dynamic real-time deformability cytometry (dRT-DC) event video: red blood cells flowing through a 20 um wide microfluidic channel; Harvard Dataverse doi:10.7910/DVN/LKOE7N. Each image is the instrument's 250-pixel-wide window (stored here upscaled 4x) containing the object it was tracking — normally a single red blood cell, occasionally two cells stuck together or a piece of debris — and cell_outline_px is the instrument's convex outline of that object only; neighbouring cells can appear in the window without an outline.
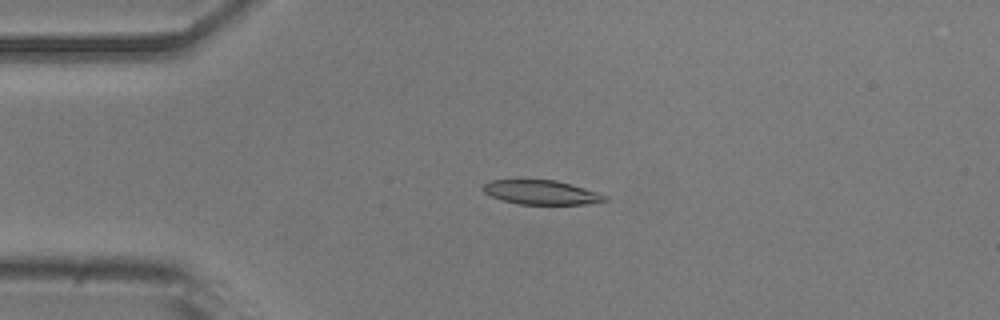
{"species": "common noctule bat (a hibernating species)", "species_latin": "Nyctalus noctula", "temperature_condition": "room temperature", "stored_images_in_passage": 52, "camera_frame_rate_fps": 3000, "um_per_image_px": 0.085, "animal": {"sex": "male", "body_mass_g": 20.5, "forearm_length_mm": 52.5}, "frame": {"image": 1, "passage_image": 12, "time_ms": 3.667, "image_size_px": [1000, 320], "cell_outline_px": [[608, 200], [588, 204], [520, 204], [500, 200], [484, 192], [480, 188], [488, 180], [520, 176], [556, 180], [584, 188], [608, 196]], "centroid_in_image_um": [45.89, 16.29], "position_along_channel_um": 39.1, "area_um2": 18.15}}
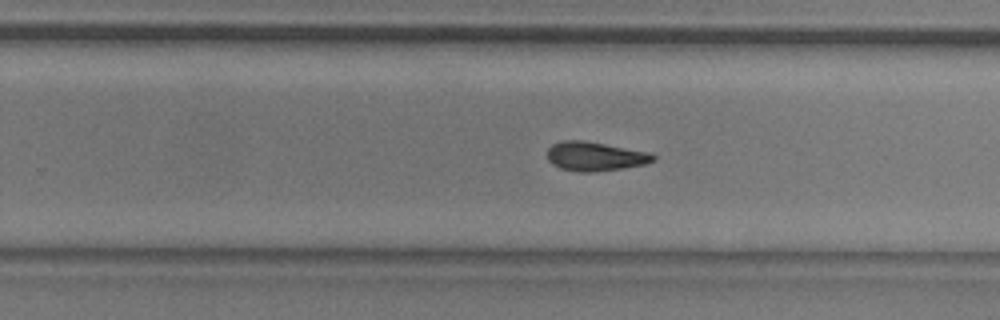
{"frame": {"image": 2, "passage_image": 33, "time_ms": 10.667, "image_size_px": [1000, 320], "cell_outline_px": [[656, 160], [644, 164], [620, 168], [592, 172], [580, 172], [560, 168], [552, 164], [548, 160], [548, 148], [552, 144], [560, 140], [584, 140], [648, 152], [656, 156]], "centroid_in_image_um": [50.55, 13.28], "position_along_channel_um": 279.3, "area_um2": 17.86}}
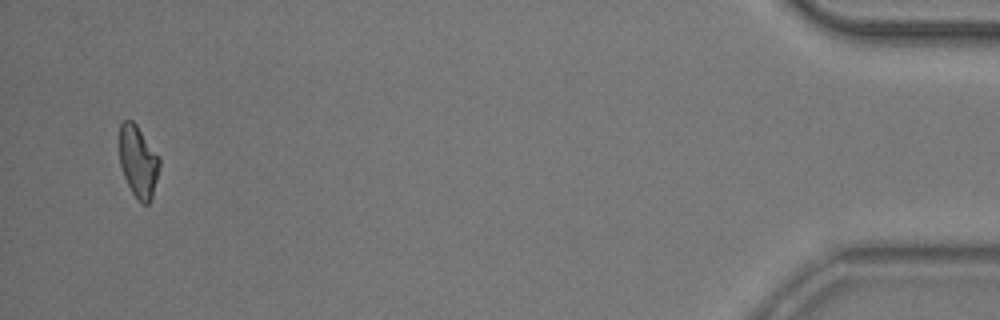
{"frame": {"image": 3, "passage_image": 51, "time_ms": 16.667, "image_size_px": [1000, 320], "cell_outline_px": [[160, 164], [152, 196], [148, 204], [140, 204], [132, 192], [124, 176], [120, 164], [120, 124], [124, 120], [132, 120], [136, 124], [160, 156]], "centroid_in_image_um": [11.76, 13.72], "position_along_channel_um": 423.4, "area_um2": 16.7}}